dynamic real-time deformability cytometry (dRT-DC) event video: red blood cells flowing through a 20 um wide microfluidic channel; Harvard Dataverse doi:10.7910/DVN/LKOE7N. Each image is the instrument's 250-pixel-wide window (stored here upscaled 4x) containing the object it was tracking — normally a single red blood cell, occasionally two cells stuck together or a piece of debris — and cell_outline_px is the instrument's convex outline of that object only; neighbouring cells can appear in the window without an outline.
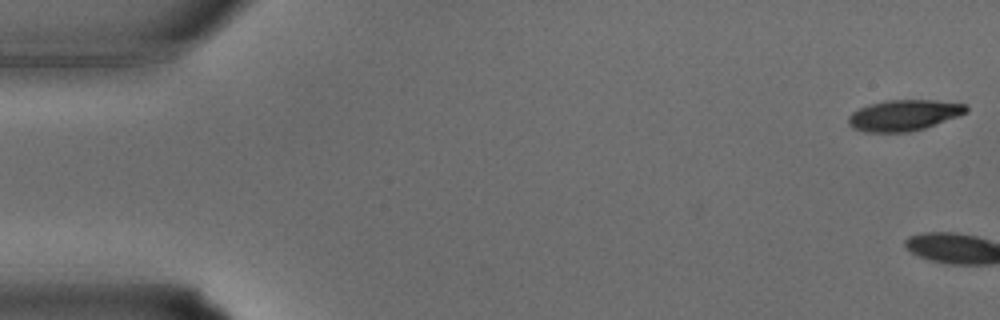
{"species": "common noctule bat (a hibernating species)", "species_latin": "Nyctalus noctula", "temperature_condition": "warm", "stored_images_in_passage": 3, "camera_frame_rate_fps": 3000, "um_per_image_px": 0.085, "animal": {"sex": "male", "body_mass_g": 15.6}, "frame": {"image": 1, "passage_image": 1, "time_ms": 0.0, "image_size_px": [1000, 320], "cell_outline_px": [[968, 112], [960, 116], [924, 128], [908, 132], [864, 132], [852, 128], [848, 124], [848, 116], [852, 112], [868, 104], [884, 100], [936, 100], [964, 104], [968, 108]], "centroid_in_image_um": [76.82, 9.79], "position_along_channel_um": 8.2, "area_um2": 21.39}}